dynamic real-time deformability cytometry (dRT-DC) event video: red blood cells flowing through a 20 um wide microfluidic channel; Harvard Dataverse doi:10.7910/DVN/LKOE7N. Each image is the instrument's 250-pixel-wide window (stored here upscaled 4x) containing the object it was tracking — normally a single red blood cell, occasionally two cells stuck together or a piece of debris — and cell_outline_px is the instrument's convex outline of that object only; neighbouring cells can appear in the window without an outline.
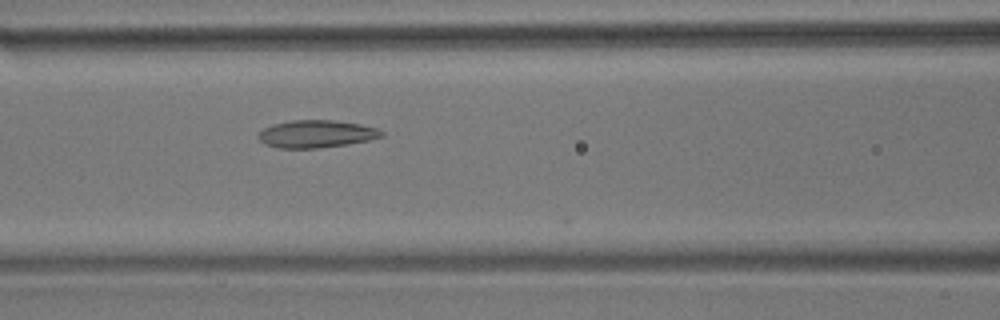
{"species": "common noctule bat (a hibernating species)", "species_latin": "Nyctalus noctula", "temperature_condition": "room temperature", "stored_images_in_passage": 36, "camera_frame_rate_fps": 3000, "um_per_image_px": 0.085, "animal": {"sex": "male", "body_mass_g": 17.9}, "frame": {"image": 1, "passage_image": 7, "time_ms": 2.0, "image_size_px": [1000, 320], "cell_outline_px": [[384, 136], [368, 140], [348, 144], [320, 148], [276, 148], [264, 144], [256, 136], [264, 128], [272, 124], [292, 120], [332, 120], [360, 124], [376, 128], [384, 132]], "centroid_in_image_um": [26.86, 11.39], "position_along_channel_um": 139.7, "area_um2": 19.83}}
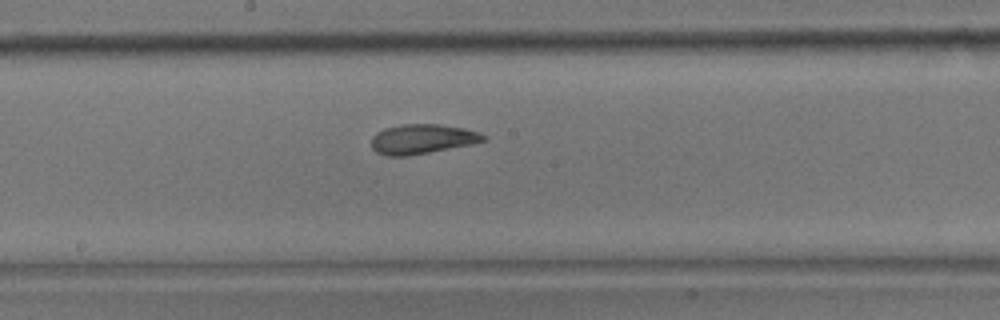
{"frame": {"image": 2, "passage_image": 13, "time_ms": 4.0, "image_size_px": [1000, 320], "cell_outline_px": [[488, 136], [484, 140], [472, 144], [428, 152], [404, 156], [388, 156], [376, 152], [372, 148], [372, 136], [376, 132], [384, 128], [400, 124], [440, 124], [464, 128], [480, 132]], "centroid_in_image_um": [35.88, 11.8], "position_along_channel_um": 212.3, "area_um2": 19.36}}
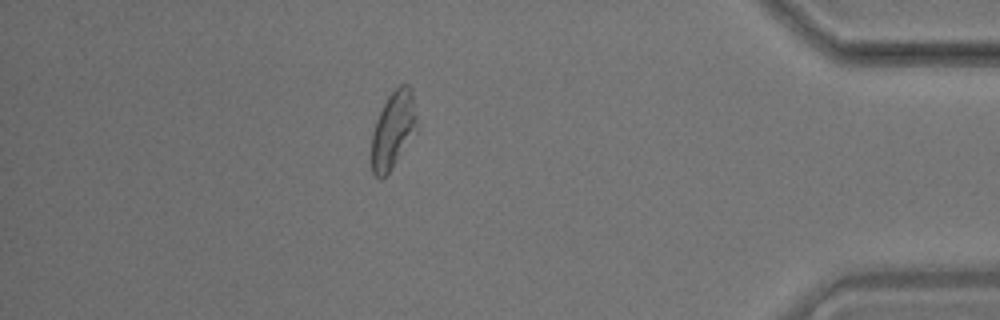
{"frame": {"image": 3, "passage_image": 32, "time_ms": 10.333, "image_size_px": [1000, 320], "cell_outline_px": [[416, 132], [392, 168], [380, 180], [372, 172], [372, 132], [376, 120], [388, 96], [400, 84], [408, 84], [412, 88], [416, 116]], "centroid_in_image_um": [33.42, 11.03], "position_along_channel_um": 401.8, "area_um2": 20.17}, "authors_computed_cell_mechanics": {"area_um2": 19.5075, "velocity_mm_per_s": 3.631, "shape_relaxation_time_tau1_ms": null, "shape_relaxation_time_tau2_ms": 1.6145, "deformation_change_tau1": null, "deformation_change_tau2": 0.0875}}